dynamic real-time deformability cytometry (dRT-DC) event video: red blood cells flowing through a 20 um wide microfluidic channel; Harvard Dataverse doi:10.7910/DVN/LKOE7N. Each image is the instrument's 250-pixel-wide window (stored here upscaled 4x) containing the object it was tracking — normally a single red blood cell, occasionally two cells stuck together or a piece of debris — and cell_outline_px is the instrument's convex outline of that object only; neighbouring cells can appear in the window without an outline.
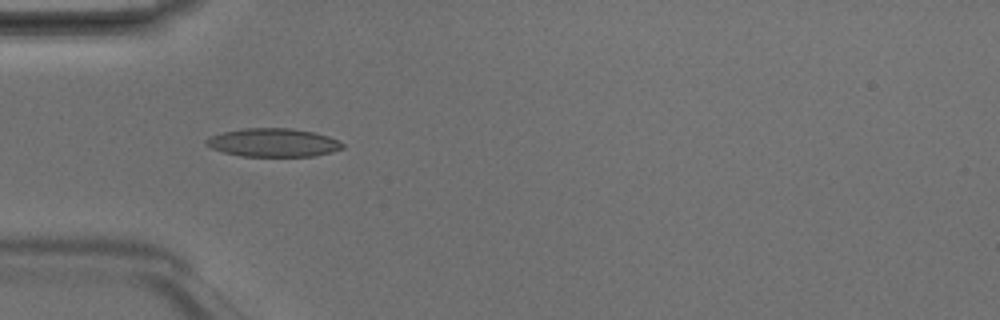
{"species": "Egyptian fruit bat (a non-hibernating species)", "species_latin": "Rousettus aegyptiacus", "temperature_condition": "room temperature", "stored_images_in_passage": 6, "camera_frame_rate_fps": 3000, "um_per_image_px": 0.085, "animal": {"sex": "male"}, "frame": {"image": 1, "passage_image": 5, "time_ms": 1.333, "image_size_px": [1000, 320], "cell_outline_px": [[344, 148], [332, 152], [316, 156], [240, 156], [224, 152], [212, 148], [204, 144], [204, 140], [212, 136], [224, 132], [244, 128], [292, 128], [312, 132], [328, 136], [344, 144]], "centroid_in_image_um": [23.23, 12.12], "position_along_channel_um": 61.8, "area_um2": 22.48}}